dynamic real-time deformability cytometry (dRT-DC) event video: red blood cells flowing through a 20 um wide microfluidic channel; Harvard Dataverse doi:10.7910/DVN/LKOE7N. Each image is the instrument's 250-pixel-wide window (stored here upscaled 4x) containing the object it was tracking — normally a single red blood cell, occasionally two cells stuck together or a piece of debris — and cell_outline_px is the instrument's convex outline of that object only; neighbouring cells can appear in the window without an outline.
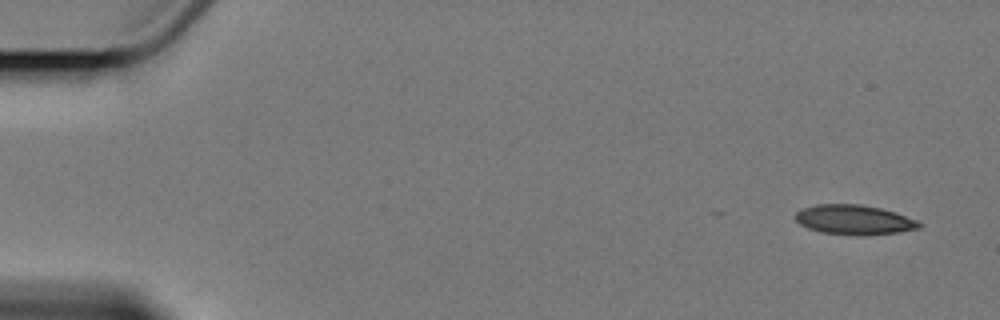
{"species": "Egyptian fruit bat (a non-hibernating species)", "species_latin": "Rousettus aegyptiacus", "temperature_condition": "cold", "stored_images_in_passage": 16, "camera_frame_rate_fps": 3000, "um_per_image_px": 0.085, "animal": {"sex": "female"}, "frame": {"image": 1, "passage_image": 1, "time_ms": 0.0, "image_size_px": [1000, 320], "cell_outline_px": [[924, 224], [920, 228], [900, 232], [856, 236], [820, 232], [808, 228], [800, 224], [796, 220], [796, 212], [800, 208], [816, 204], [860, 204], [880, 208], [896, 212], [916, 220]], "centroid_in_image_um": [72.6, 18.68], "position_along_channel_um": 12.4, "area_um2": 21.62}}
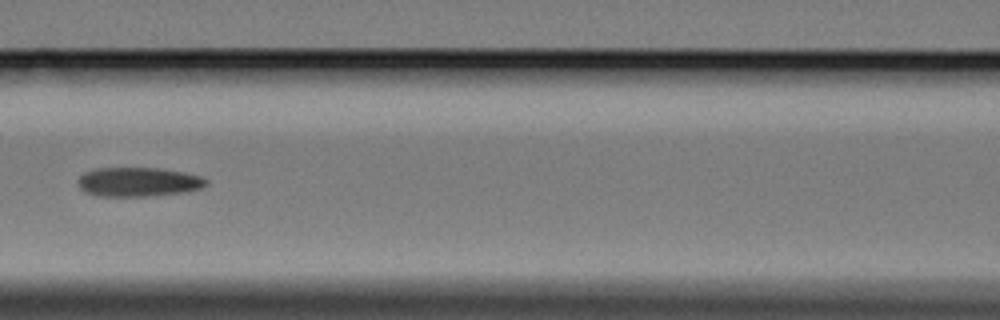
{"frame": {"image": 2, "passage_image": 7, "time_ms": 8.0, "image_size_px": [1000, 320], "cell_outline_px": [[208, 184], [200, 188], [184, 192], [148, 196], [96, 196], [84, 192], [80, 188], [80, 176], [84, 172], [96, 168], [160, 168], [184, 172], [200, 176], [208, 180]], "centroid_in_image_um": [11.76, 15.46], "position_along_channel_um": 154.8, "area_um2": 21.79}}
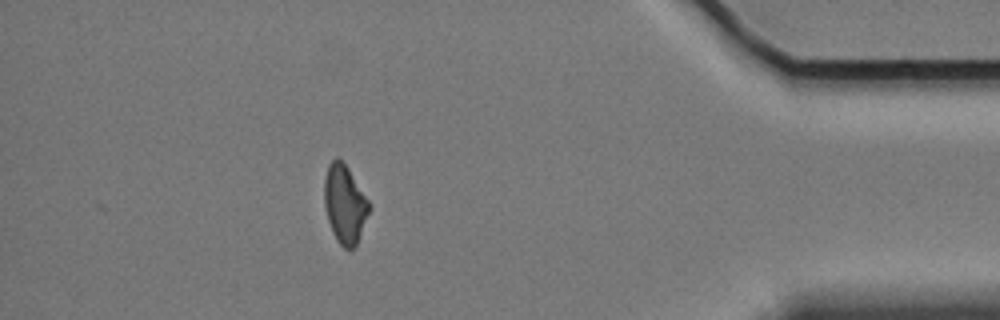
{"frame": {"image": 3, "passage_image": 14, "time_ms": 16.667, "image_size_px": [1000, 320], "cell_outline_px": [[372, 208], [356, 248], [344, 248], [336, 240], [332, 232], [328, 220], [324, 204], [324, 180], [328, 164], [336, 156], [348, 168], [372, 204]], "centroid_in_image_um": [29.34, 17.38], "position_along_channel_um": 405.9, "area_um2": 20.92}, "authors_computed_cell_mechanics": {"area_um2": 21.6172, "velocity_mm_per_s": 3.3845, "shape_relaxation_time_tau1_ms": 4.7805, "shape_relaxation_time_tau2_ms": 4.3377, "deformation_change_tau1": 0.1469, "deformation_change_tau2": 0.1312}}